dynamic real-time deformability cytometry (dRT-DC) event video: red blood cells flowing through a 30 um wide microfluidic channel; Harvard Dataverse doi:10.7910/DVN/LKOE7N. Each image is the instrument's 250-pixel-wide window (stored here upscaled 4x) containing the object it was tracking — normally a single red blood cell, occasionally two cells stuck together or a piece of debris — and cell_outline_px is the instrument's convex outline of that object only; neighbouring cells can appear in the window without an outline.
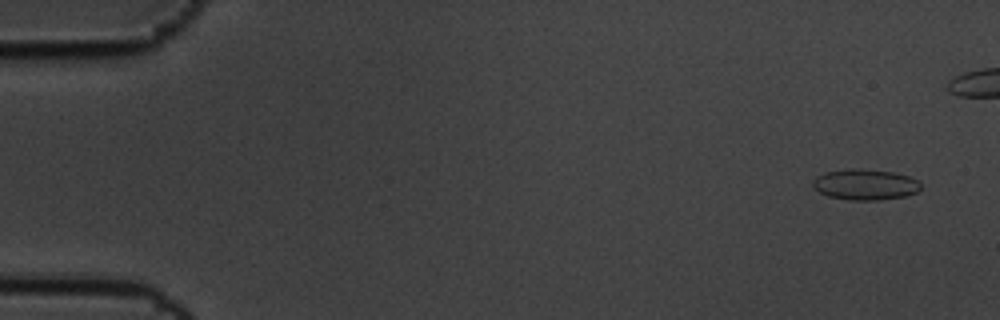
{"species": "common noctule bat (a hibernating species)", "species_latin": "Nyctalus noctula", "temperature_condition": "cold", "stored_images_in_passage": 14, "camera_frame_rate_fps": 3000, "um_per_image_px": 0.085, "animal": {"sex": "male", "body_mass_g": 19.5, "forearm_length_mm": 54.6}, "frame": {"image": 1, "passage_image": 1, "time_ms": 0.0, "image_size_px": [1000, 320], "cell_outline_px": [[920, 188], [916, 192], [904, 196], [876, 200], [848, 200], [828, 196], [812, 188], [812, 180], [816, 176], [824, 172], [848, 168], [860, 168], [892, 172], [908, 176], [916, 180], [920, 184]], "centroid_in_image_um": [73.46, 15.67], "position_along_channel_um": 11.5, "area_um2": 19.42}}
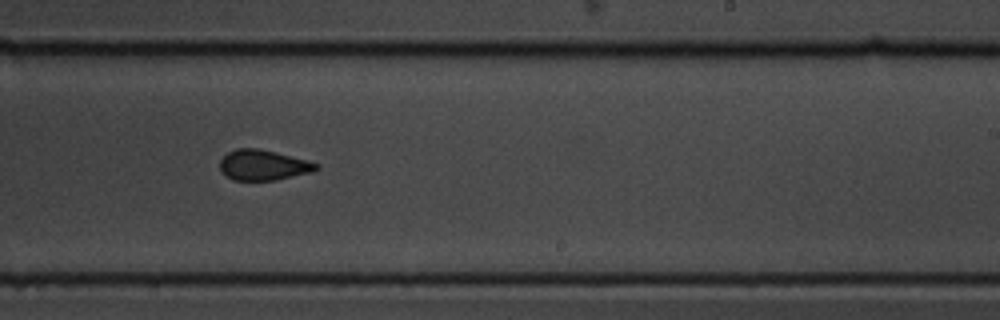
{"frame": {"image": 2, "passage_image": 10, "time_ms": 3.0, "image_size_px": [1000, 320], "cell_outline_px": [[320, 168], [312, 172], [276, 180], [232, 180], [220, 168], [220, 160], [228, 152], [236, 148], [260, 148], [308, 160], [320, 164]], "centroid_in_image_um": [22.42, 14.02], "position_along_channel_um": 266.6, "area_um2": 17.11}}
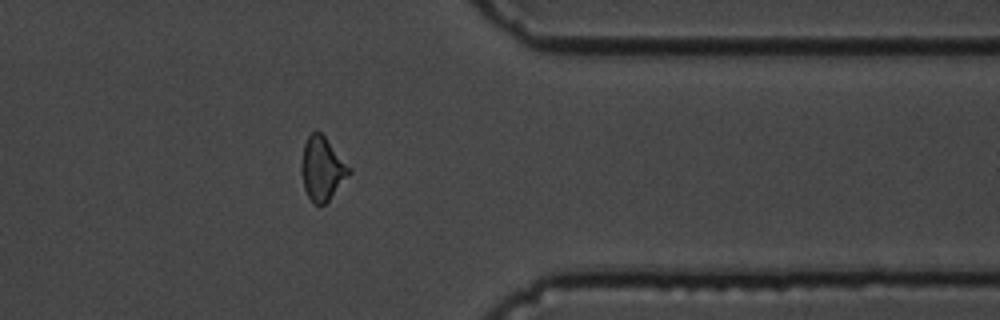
{"frame": {"image": 3, "passage_image": 13, "time_ms": 4.0, "image_size_px": [1000, 320], "cell_outline_px": [[352, 172], [328, 200], [324, 204], [312, 204], [304, 188], [300, 168], [304, 144], [308, 136], [312, 132], [320, 132], [324, 136], [352, 168]], "centroid_in_image_um": [27.38, 14.34], "position_along_channel_um": 384.0, "area_um2": 17.57}}